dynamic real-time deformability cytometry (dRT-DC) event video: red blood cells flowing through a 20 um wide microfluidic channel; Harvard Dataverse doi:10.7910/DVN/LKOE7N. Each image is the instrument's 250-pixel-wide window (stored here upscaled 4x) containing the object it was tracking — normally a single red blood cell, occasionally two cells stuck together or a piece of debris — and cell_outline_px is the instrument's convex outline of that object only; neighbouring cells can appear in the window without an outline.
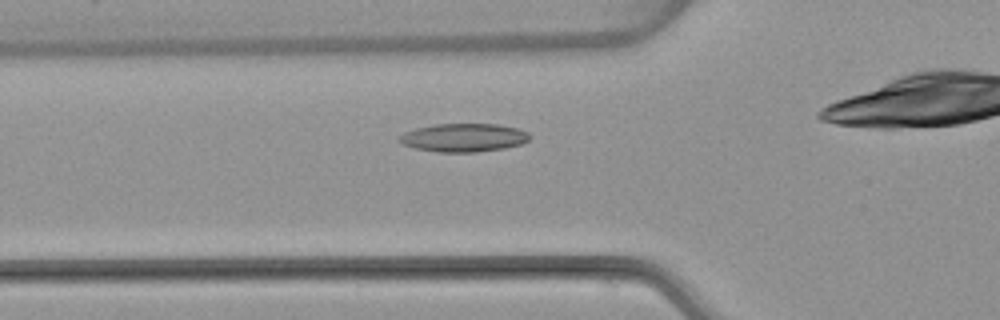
{"species": "common noctule bat (a hibernating species)", "species_latin": "Nyctalus noctula", "temperature_condition": "warm", "stored_images_in_passage": 4, "camera_frame_rate_fps": 3000, "um_per_image_px": 0.085, "animal": {"sex": "female", "body_mass_g": 22.7, "forearm_length_mm": 54.2}, "frame": {"image": 1, "passage_image": 3, "time_ms": 2.667, "image_size_px": [1000, 320], "cell_outline_px": [[532, 136], [528, 140], [520, 144], [504, 148], [476, 152], [436, 152], [416, 148], [404, 144], [396, 140], [396, 136], [404, 132], [416, 128], [436, 124], [496, 124], [516, 128], [528, 132]], "centroid_in_image_um": [39.38, 11.7], "position_along_channel_um": 86.4, "area_um2": 21.56}}